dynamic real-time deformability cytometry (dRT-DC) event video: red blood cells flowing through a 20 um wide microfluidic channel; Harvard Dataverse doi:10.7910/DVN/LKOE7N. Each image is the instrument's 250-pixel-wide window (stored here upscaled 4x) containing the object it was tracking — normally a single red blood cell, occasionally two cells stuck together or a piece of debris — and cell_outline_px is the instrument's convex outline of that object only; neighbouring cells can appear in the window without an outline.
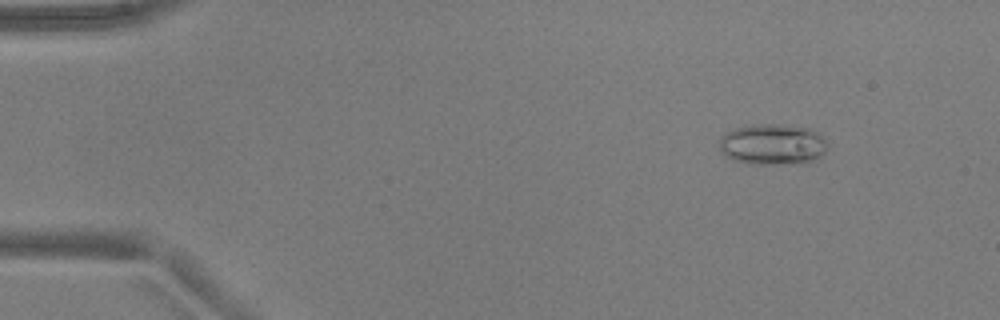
{"species": "common noctule bat (a hibernating species)", "species_latin": "Nyctalus noctula", "temperature_condition": "warm", "stored_images_in_passage": 52, "camera_frame_rate_fps": 3000, "um_per_image_px": 0.085, "animal": {"sex": "male", "body_mass_g": 17.9, "forearm_length_mm": 54.2}, "frame": {"image": 1, "passage_image": 6, "time_ms": 1.667, "image_size_px": [1000, 320], "cell_outline_px": [[828, 148], [820, 160], [804, 164], [752, 164], [732, 160], [724, 156], [720, 152], [720, 136], [724, 132], [736, 128], [752, 124], [780, 124], [812, 128], [828, 144]], "centroid_in_image_um": [65.69, 12.29], "position_along_channel_um": 19.3, "area_um2": 26.59}}
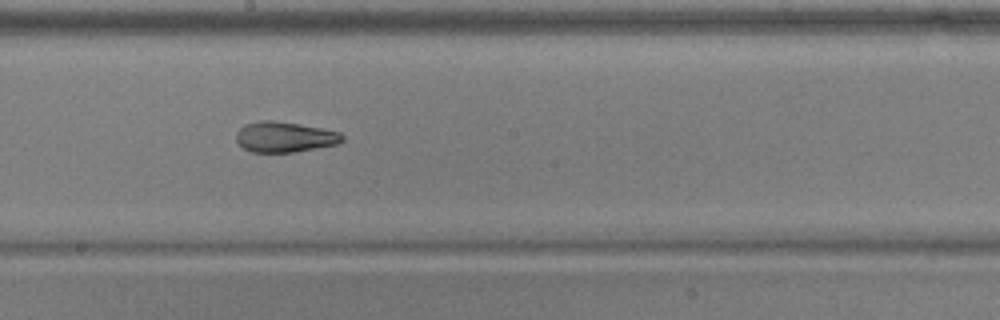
{"frame": {"image": 2, "passage_image": 29, "time_ms": 9.333, "image_size_px": [1000, 320], "cell_outline_px": [[344, 140], [336, 144], [292, 152], [252, 152], [244, 148], [236, 140], [236, 132], [244, 124], [260, 120], [272, 120], [300, 124], [324, 128], [340, 132], [344, 136]], "centroid_in_image_um": [24.19, 11.62], "position_along_channel_um": 224.0, "area_um2": 18.84}}
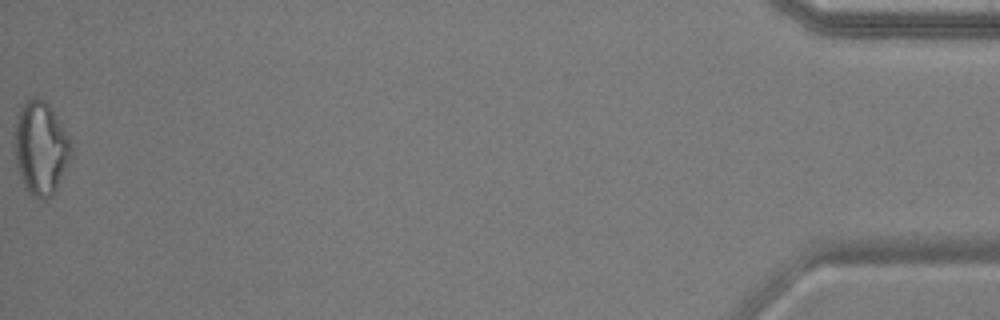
{"frame": {"image": 3, "passage_image": 52, "time_ms": 17.0, "image_size_px": [1000, 320], "cell_outline_px": [[72, 148], [56, 188], [52, 196], [44, 200], [32, 196], [24, 188], [16, 164], [12, 144], [16, 116], [24, 100], [28, 96], [36, 96], [44, 100], [48, 104], [68, 136], [72, 144]], "centroid_in_image_um": [3.38, 12.55], "position_along_channel_um": 431.8, "area_um2": 30.92}, "authors_computed_cell_mechanics": {"area_um2": 21.6172, "velocity_mm_per_s": 3.9305, "shape_relaxation_time_tau1_ms": null, "shape_relaxation_time_tau2_ms": 2.4208, "deformation_change_tau1": null, "deformation_change_tau2": 0.0929}}